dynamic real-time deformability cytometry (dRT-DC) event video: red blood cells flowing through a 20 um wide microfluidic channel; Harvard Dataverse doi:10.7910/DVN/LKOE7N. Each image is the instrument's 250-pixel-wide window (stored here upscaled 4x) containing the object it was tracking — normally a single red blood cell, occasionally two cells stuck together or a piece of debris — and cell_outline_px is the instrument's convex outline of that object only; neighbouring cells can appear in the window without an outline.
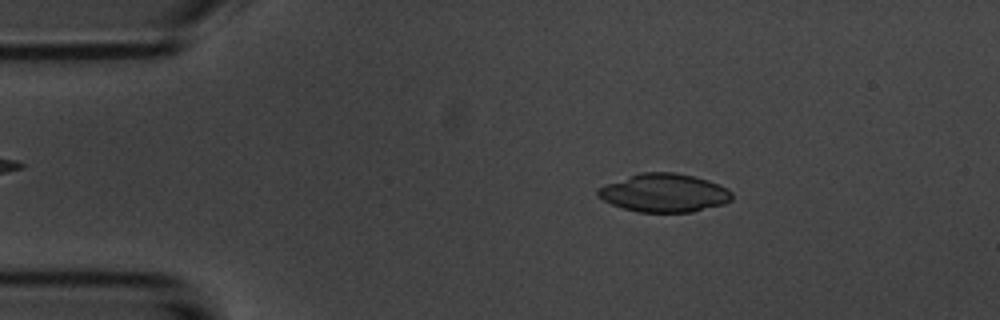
{"species": "common noctule bat (a hibernating species)", "species_latin": "Nyctalus noctula", "temperature_condition": "room temperature", "stored_images_in_passage": 4, "camera_frame_rate_fps": 3000, "um_per_image_px": 0.085, "animal": {"sex": "male", "body_mass_g": 20.1, "forearm_length_mm": 53.5}, "frame": {"image": 1, "passage_image": 2, "time_ms": 1.0, "image_size_px": [1000, 320], "cell_outline_px": [[732, 200], [724, 204], [692, 212], [640, 212], [624, 208], [612, 204], [596, 196], [596, 192], [604, 184], [640, 172], [676, 172], [708, 180], [728, 188], [732, 192]], "centroid_in_image_um": [56.46, 16.39], "position_along_channel_um": 28.5, "area_um2": 30.0}}